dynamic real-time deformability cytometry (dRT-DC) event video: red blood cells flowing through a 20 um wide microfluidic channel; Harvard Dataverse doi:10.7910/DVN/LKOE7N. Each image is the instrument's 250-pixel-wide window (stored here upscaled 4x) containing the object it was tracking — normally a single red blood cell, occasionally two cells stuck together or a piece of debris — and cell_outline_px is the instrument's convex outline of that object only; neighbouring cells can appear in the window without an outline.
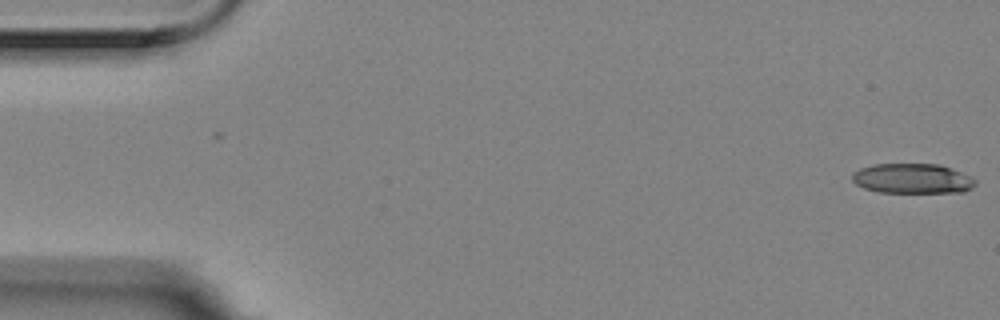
{"species": "Egyptian fruit bat (a non-hibernating species)", "species_latin": "Rousettus aegyptiacus", "temperature_condition": "room temperature", "stored_images_in_passage": 4, "camera_frame_rate_fps": 3000, "um_per_image_px": 0.085, "animal": {"sex": "female"}, "frame": {"image": 1, "passage_image": 1, "time_ms": 0.0, "image_size_px": [1000, 320], "cell_outline_px": [[976, 184], [972, 188], [964, 192], [880, 192], [864, 188], [856, 184], [852, 180], [852, 172], [860, 168], [872, 164], [940, 164], [972, 176], [976, 180]], "centroid_in_image_um": [77.57, 15.17], "position_along_channel_um": 7.4, "area_um2": 21.62}}